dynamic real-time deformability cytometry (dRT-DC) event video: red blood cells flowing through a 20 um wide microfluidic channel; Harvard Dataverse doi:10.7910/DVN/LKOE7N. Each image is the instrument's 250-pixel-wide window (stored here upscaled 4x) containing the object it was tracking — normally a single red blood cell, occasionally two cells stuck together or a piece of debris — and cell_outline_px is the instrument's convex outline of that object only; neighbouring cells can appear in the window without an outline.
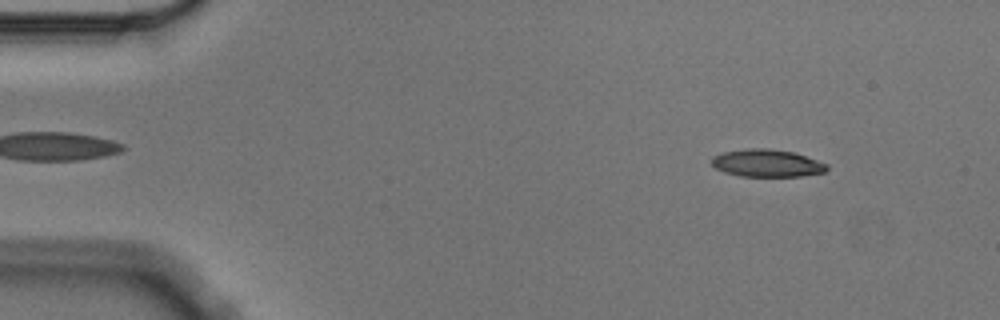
{"species": "Egyptian fruit bat (a non-hibernating species)", "species_latin": "Rousettus aegyptiacus", "temperature_condition": "cold", "stored_images_in_passage": 3, "camera_frame_rate_fps": 3000, "um_per_image_px": 0.085, "animal": {"sex": "male"}, "frame": {"image": 1, "passage_image": 1, "time_ms": 0.0, "image_size_px": [1000, 320], "cell_outline_px": [[828, 168], [824, 172], [800, 176], [740, 176], [724, 172], [716, 168], [712, 164], [712, 156], [724, 152], [748, 148], [768, 148], [792, 152], [828, 164]], "centroid_in_image_um": [65.17, 13.87], "position_along_channel_um": 19.8, "area_um2": 18.26}}
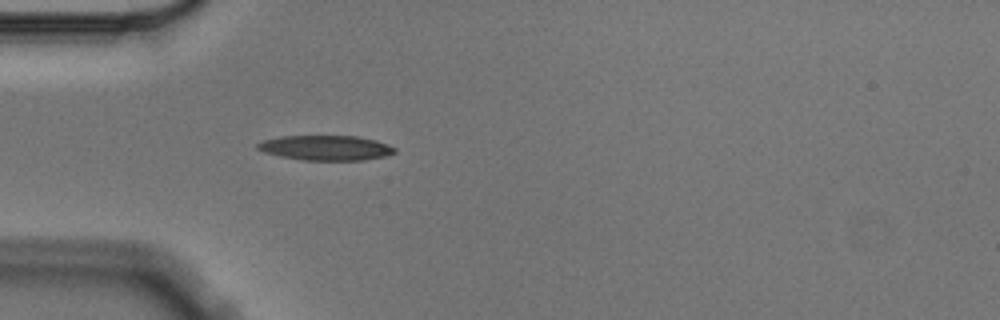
{"frame": {"image": 2, "passage_image": 3, "time_ms": 0.667, "image_size_px": [1000, 320], "cell_outline_px": [[396, 152], [384, 156], [364, 160], [304, 160], [280, 156], [264, 152], [256, 148], [256, 144], [264, 140], [280, 136], [356, 136], [376, 140], [388, 144], [396, 148]], "centroid_in_image_um": [27.7, 12.56], "position_along_channel_um": 57.3, "area_um2": 19.88}}